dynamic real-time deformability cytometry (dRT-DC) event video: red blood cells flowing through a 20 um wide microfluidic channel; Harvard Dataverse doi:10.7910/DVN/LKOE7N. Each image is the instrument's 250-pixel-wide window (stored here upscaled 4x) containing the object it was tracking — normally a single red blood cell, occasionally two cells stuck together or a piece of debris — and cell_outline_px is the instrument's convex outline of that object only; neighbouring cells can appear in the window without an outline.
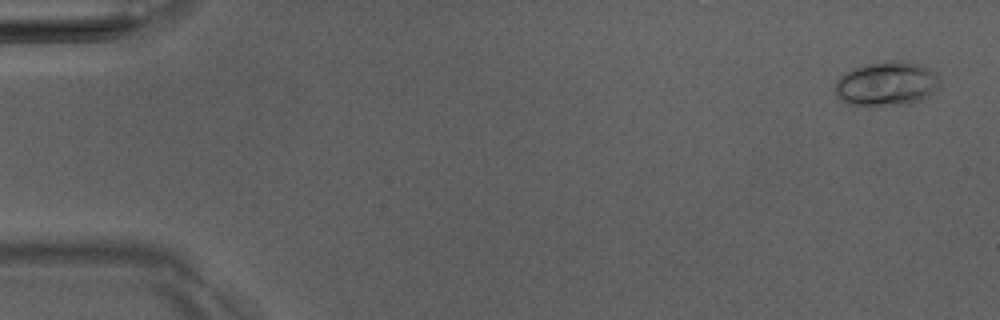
{"species": "Egyptian fruit bat (a non-hibernating species)", "species_latin": "Rousettus aegyptiacus", "temperature_condition": "room temperature", "stored_images_in_passage": 4, "camera_frame_rate_fps": 3000, "um_per_image_px": 0.085, "animal": {"sex": "male"}, "frame": {"image": 1, "passage_image": 1, "time_ms": 0.0, "image_size_px": [1000, 320], "cell_outline_px": [[940, 80], [936, 88], [928, 96], [920, 100], [908, 104], [848, 104], [840, 100], [836, 92], [836, 80], [840, 76], [852, 68], [868, 64], [892, 60], [920, 64], [936, 72], [940, 76]], "centroid_in_image_um": [75.37, 7.1], "position_along_channel_um": 9.6, "area_um2": 26.59}}